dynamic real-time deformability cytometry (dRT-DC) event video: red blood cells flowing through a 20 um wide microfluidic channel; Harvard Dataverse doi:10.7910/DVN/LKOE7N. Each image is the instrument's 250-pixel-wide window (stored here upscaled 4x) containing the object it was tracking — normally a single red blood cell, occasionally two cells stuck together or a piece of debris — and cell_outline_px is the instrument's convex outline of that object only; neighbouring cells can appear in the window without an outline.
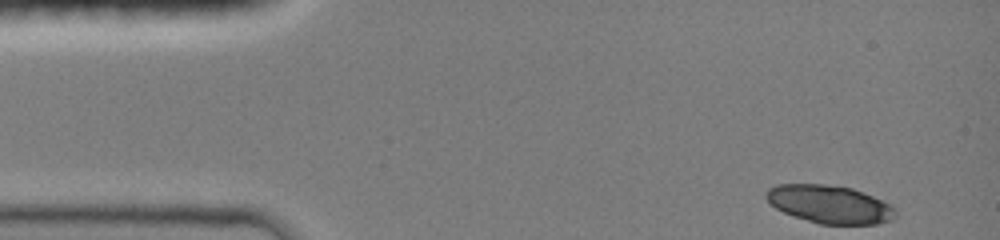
{"species": "common noctule bat (a hibernating species)", "species_latin": "Nyctalus noctula", "temperature_condition": "room temperature", "stored_images_in_passage": 14, "camera_frame_rate_fps": 3000, "um_per_image_px": 0.085, "animal": {"sex": "female", "body_mass_g": 19.0, "forearm_length_mm": 51.5}, "frame": {"image": 1, "passage_image": 1, "time_ms": 0.0, "image_size_px": [1000, 240], "cell_outline_px": [[896, 216], [892, 220], [876, 224], [820, 224], [792, 216], [776, 208], [764, 196], [764, 192], [768, 188], [776, 184], [824, 184], [852, 188], [892, 204], [896, 208]], "centroid_in_image_um": [70.52, 17.36], "position_along_channel_um": 14.5, "area_um2": 28.84}}